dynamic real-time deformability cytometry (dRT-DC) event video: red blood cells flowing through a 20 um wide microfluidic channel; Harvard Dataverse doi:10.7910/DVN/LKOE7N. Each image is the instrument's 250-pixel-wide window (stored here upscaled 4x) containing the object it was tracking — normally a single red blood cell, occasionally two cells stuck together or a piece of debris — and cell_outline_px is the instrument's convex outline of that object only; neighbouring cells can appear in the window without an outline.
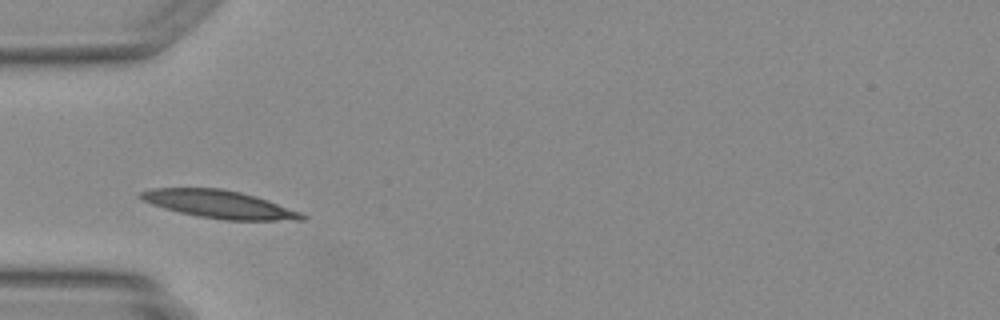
{"species": "Egyptian fruit bat (a non-hibernating species)", "species_latin": "Rousettus aegyptiacus", "temperature_condition": "warm", "stored_images_in_passage": 40, "camera_frame_rate_fps": 3000, "um_per_image_px": 0.085, "animal": {"sex": "female"}, "frame": {"image": 1, "passage_image": 7, "time_ms": 2.0, "image_size_px": [1000, 320], "cell_outline_px": [[308, 216], [304, 220], [224, 220], [200, 216], [180, 212], [164, 208], [140, 200], [136, 196], [140, 192], [152, 188], [220, 188], [240, 192], [256, 196], [300, 212]], "centroid_in_image_um": [18.6, 17.36], "position_along_channel_um": 66.4, "area_um2": 26.01}}